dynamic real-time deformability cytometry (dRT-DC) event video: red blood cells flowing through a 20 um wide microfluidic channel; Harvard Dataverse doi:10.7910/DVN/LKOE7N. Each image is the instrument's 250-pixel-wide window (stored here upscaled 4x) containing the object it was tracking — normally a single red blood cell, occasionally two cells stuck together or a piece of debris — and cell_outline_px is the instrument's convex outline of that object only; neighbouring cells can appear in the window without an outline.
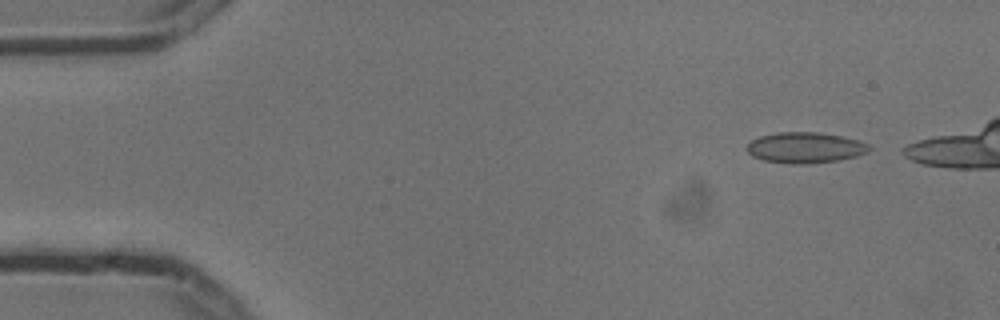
{"species": "common noctule bat (a hibernating species)", "species_latin": "Nyctalus noctula", "temperature_condition": "cold", "stored_images_in_passage": 5, "camera_frame_rate_fps": 3000, "um_per_image_px": 0.085, "animal": {"sex": "male", "body_mass_g": 13.3}, "frame": {"image": 1, "passage_image": 1, "time_ms": 0.0, "image_size_px": [1000, 320], "cell_outline_px": [[872, 148], [868, 152], [856, 156], [836, 160], [808, 164], [792, 164], [764, 160], [752, 156], [744, 148], [752, 140], [760, 136], [776, 132], [816, 132], [840, 136], [856, 140], [868, 144]], "centroid_in_image_um": [68.41, 12.55], "position_along_channel_um": 16.6, "area_um2": 21.85}}
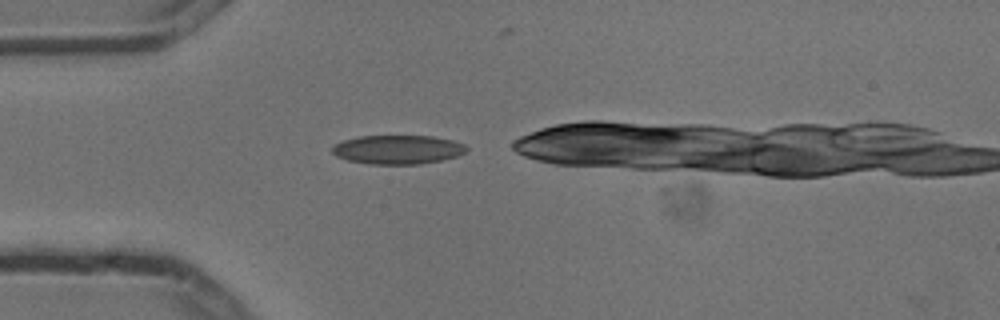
{"frame": {"image": 2, "passage_image": 5, "time_ms": 1.333, "image_size_px": [1000, 320], "cell_outline_px": [[468, 148], [464, 152], [456, 156], [440, 160], [420, 164], [368, 164], [348, 160], [336, 156], [332, 152], [332, 144], [356, 136], [432, 136], [452, 140], [464, 144]], "centroid_in_image_um": [33.76, 12.71], "position_along_channel_um": 51.2, "area_um2": 22.66}}